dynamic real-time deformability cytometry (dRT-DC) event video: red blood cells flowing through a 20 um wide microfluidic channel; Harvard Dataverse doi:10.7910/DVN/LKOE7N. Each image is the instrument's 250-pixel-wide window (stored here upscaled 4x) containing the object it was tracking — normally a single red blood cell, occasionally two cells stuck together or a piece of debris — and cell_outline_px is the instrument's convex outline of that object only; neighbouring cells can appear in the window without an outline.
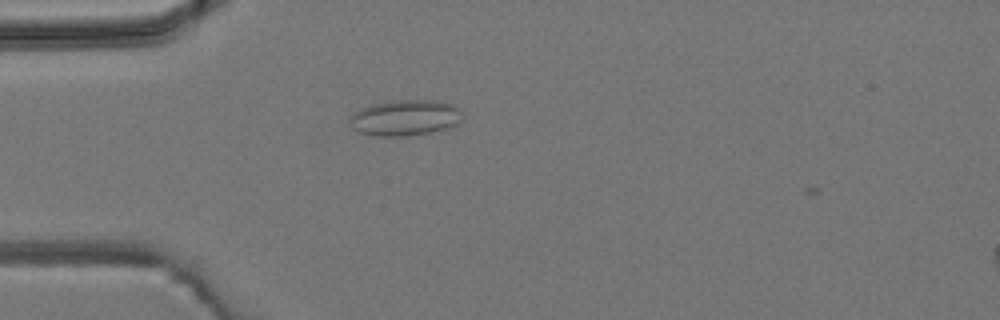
{"species": "common noctule bat (a hibernating species)", "species_latin": "Nyctalus noctula", "temperature_condition": "room temperature", "stored_images_in_passage": 3, "camera_frame_rate_fps": 3000, "um_per_image_px": 0.085, "animal": {"sex": "male", "body_mass_g": 19.2, "forearm_length_mm": 51.8}, "frame": {"image": 1, "passage_image": 2, "time_ms": 1.0, "image_size_px": [1000, 320], "cell_outline_px": [[464, 112], [460, 120], [452, 128], [432, 132], [408, 136], [376, 136], [360, 132], [352, 128], [352, 116], [360, 108], [372, 104], [400, 100], [436, 100], [452, 104], [460, 108]], "centroid_in_image_um": [34.52, 10.01], "position_along_channel_um": 50.5, "area_um2": 23.58}}